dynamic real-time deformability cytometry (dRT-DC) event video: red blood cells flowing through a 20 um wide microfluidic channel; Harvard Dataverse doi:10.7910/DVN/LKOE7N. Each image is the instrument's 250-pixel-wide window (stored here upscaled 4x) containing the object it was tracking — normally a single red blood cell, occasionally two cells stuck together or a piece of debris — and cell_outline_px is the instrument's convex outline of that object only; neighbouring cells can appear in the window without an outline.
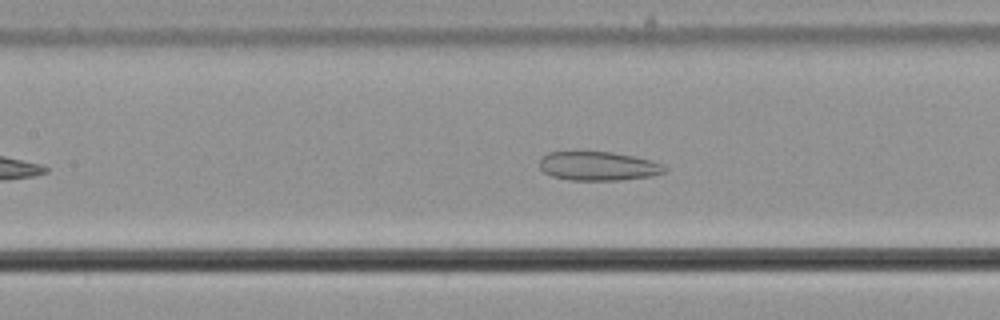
{"species": "common noctule bat (a hibernating species)", "species_latin": "Nyctalus noctula", "temperature_condition": "cold", "stored_images_in_passage": 32, "camera_frame_rate_fps": 3000, "um_per_image_px": 0.085, "animal": {"sex": "male", "body_mass_g": 21.5, "forearm_length_mm": 52.0}, "frame": {"image": 1, "passage_image": 8, "time_ms": 2.333, "image_size_px": [1000, 320], "cell_outline_px": [[668, 172], [652, 176], [620, 180], [568, 180], [552, 176], [544, 172], [540, 168], [540, 160], [548, 152], [612, 152], [652, 160], [664, 164], [668, 168]], "centroid_in_image_um": [50.91, 14.12], "position_along_channel_um": 156.5, "area_um2": 21.21}}
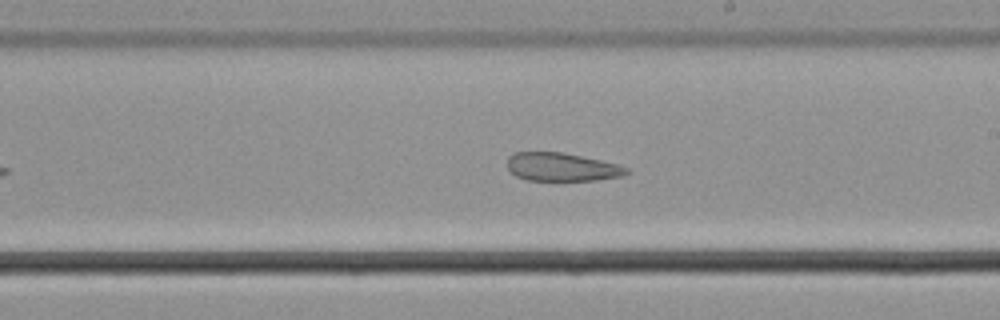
{"frame": {"image": 2, "passage_image": 15, "time_ms": 4.667, "image_size_px": [1000, 320], "cell_outline_px": [[632, 172], [624, 176], [596, 180], [528, 180], [516, 176], [508, 172], [508, 156], [516, 152], [560, 152], [600, 160], [616, 164], [628, 168]], "centroid_in_image_um": [47.75, 14.2], "position_along_channel_um": 241.2, "area_um2": 19.65}}
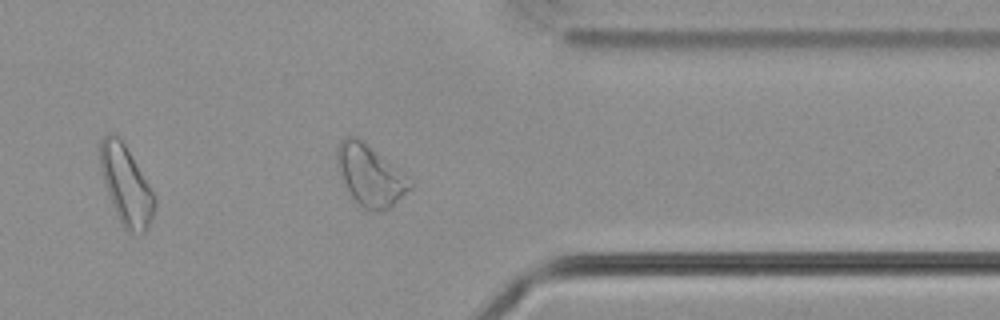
{"frame": {"image": 3, "passage_image": 27, "time_ms": 8.667, "image_size_px": [1000, 320], "cell_outline_px": [[412, 188], [384, 212], [368, 212], [352, 196], [344, 184], [340, 172], [336, 156], [336, 148], [340, 140], [344, 136], [356, 136], [408, 176], [412, 184]], "centroid_in_image_um": [31.46, 14.92], "position_along_channel_um": 379.9, "area_um2": 25.66}}